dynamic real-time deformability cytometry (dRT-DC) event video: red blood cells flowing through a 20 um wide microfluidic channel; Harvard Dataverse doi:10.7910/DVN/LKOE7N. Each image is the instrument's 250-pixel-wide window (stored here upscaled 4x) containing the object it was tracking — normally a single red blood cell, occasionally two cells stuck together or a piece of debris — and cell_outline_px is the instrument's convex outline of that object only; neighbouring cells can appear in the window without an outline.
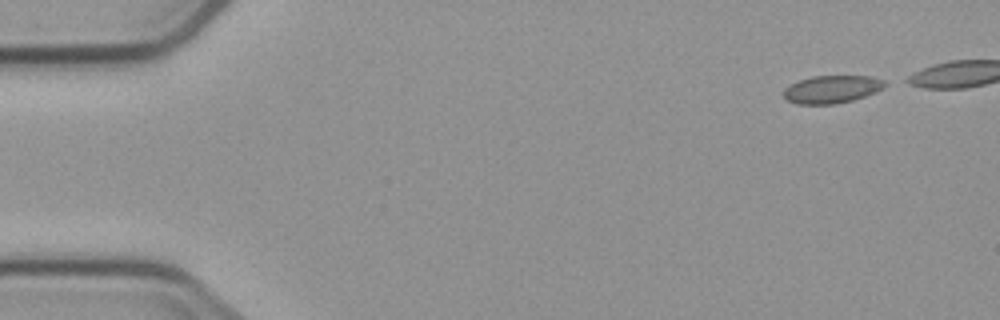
{"species": "common noctule bat (a hibernating species)", "species_latin": "Nyctalus noctula", "temperature_condition": "cold", "stored_images_in_passage": 6, "camera_frame_rate_fps": 3000, "um_per_image_px": 0.085, "animal": {"sex": "male", "body_mass_g": 23.1, "forearm_length_mm": 52.7}, "frame": {"image": 1, "passage_image": 1, "time_ms": 0.0, "image_size_px": [1000, 320], "cell_outline_px": [[892, 84], [876, 92], [852, 100], [836, 104], [796, 104], [788, 100], [784, 96], [784, 88], [800, 80], [812, 76], [872, 76], [884, 80]], "centroid_in_image_um": [70.78, 7.58], "position_along_channel_um": 14.2, "area_um2": 16.47}}
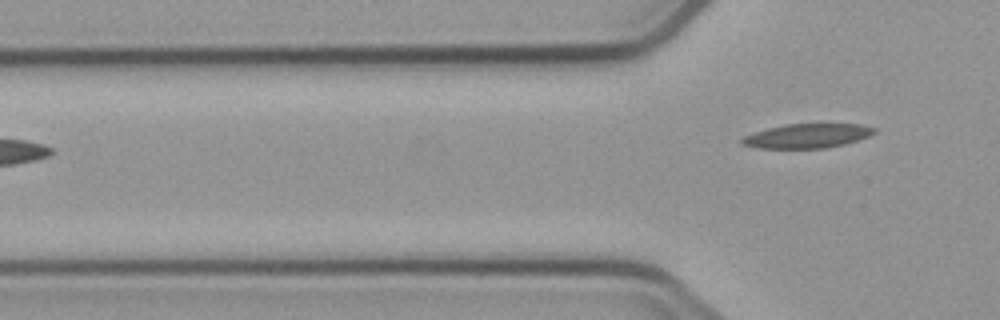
{"frame": {"image": 2, "passage_image": 6, "time_ms": 6.0, "image_size_px": [1000, 320], "cell_outline_px": [[876, 132], [868, 136], [844, 144], [824, 148], [756, 148], [740, 144], [740, 140], [744, 136], [768, 128], [784, 124], [820, 120], [860, 124], [876, 128]], "centroid_in_image_um": [68.66, 11.49], "position_along_channel_um": 57.1, "area_um2": 19.71}}